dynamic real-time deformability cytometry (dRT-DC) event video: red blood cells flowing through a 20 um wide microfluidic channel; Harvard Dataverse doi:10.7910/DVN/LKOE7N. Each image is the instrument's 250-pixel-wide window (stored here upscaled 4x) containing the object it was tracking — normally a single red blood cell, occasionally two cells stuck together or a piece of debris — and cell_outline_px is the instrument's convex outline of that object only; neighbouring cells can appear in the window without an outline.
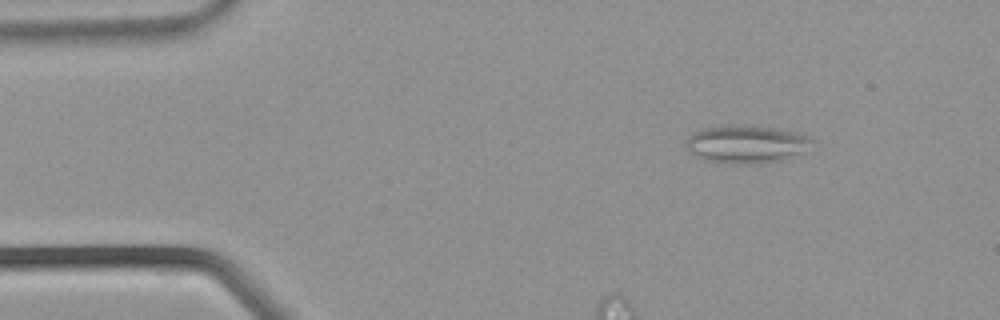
{"species": "common noctule bat (a hibernating species)", "species_latin": "Nyctalus noctula", "temperature_condition": "warm", "stored_images_in_passage": 36, "segment_of_instrument_passage": [1, 2], "camera_frame_rate_fps": 3000, "um_per_image_px": 0.085, "animal": {"sex": "male", "body_mass_g": 21.5, "forearm_length_mm": 52.0}, "frame": {"image": 1, "passage_image": 4, "time_ms": 1.0, "image_size_px": [1000, 320], "cell_outline_px": [[812, 140], [800, 152], [780, 160], [704, 160], [688, 152], [688, 136], [692, 132], [700, 128], [724, 124], [756, 124], [804, 136]], "centroid_in_image_um": [63.28, 12.15], "position_along_channel_um": 21.7, "area_um2": 26.13}}